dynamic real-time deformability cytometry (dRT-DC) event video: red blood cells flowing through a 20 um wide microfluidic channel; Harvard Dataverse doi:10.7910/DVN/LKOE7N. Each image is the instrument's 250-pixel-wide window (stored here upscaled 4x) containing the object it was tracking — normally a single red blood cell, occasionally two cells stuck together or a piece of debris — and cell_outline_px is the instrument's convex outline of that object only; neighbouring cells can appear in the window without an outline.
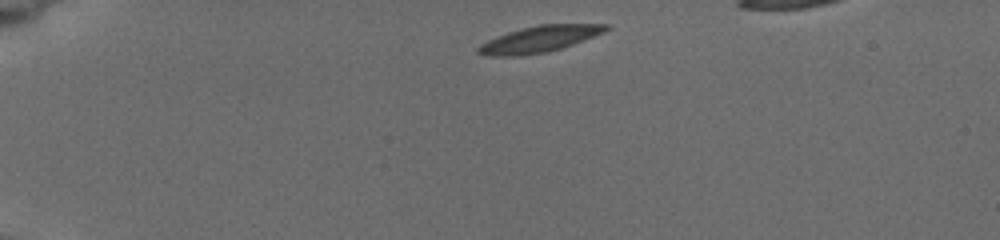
{"species": "common noctule bat (a hibernating species)", "species_latin": "Nyctalus noctula", "temperature_condition": "cold", "stored_images_in_passage": 7, "camera_frame_rate_fps": 3000, "um_per_image_px": 0.085, "animal": {"sex": "female", "body_mass_g": 19.5, "forearm_length_mm": 54.1}, "frame": {"image": 1, "passage_image": 1, "time_ms": 0.0, "image_size_px": [1000, 240], "cell_outline_px": [[612, 28], [604, 32], [572, 44], [560, 48], [544, 52], [516, 56], [488, 56], [476, 52], [476, 48], [480, 44], [488, 40], [508, 32], [540, 24], [608, 24]], "centroid_in_image_um": [45.83, 3.32], "position_along_channel_um": 39.2, "area_um2": 19.25}}
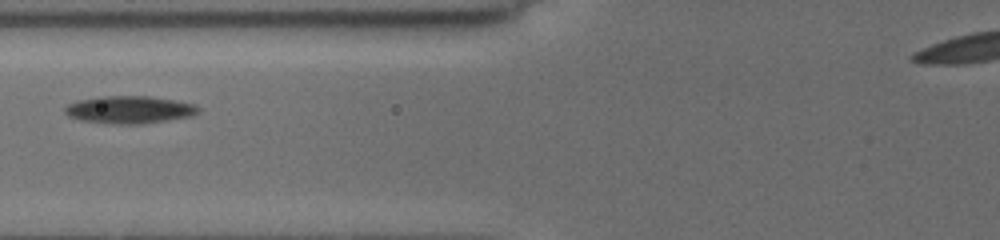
{"frame": {"image": 2, "passage_image": 5, "time_ms": 3.667, "image_size_px": [1000, 240], "cell_outline_px": [[200, 112], [192, 116], [144, 124], [108, 124], [80, 120], [68, 116], [64, 112], [64, 108], [68, 104], [80, 100], [100, 96], [148, 96], [176, 100], [196, 104], [200, 108]], "centroid_in_image_um": [11.03, 9.33], "position_along_channel_um": 114.8, "area_um2": 21.68}}
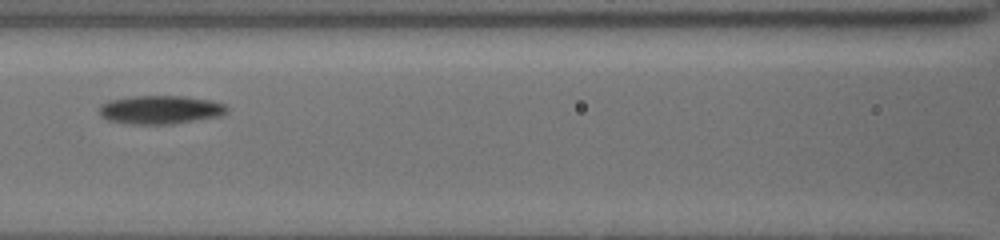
{"frame": {"image": 3, "passage_image": 6, "time_ms": 4.667, "image_size_px": [1000, 240], "cell_outline_px": [[228, 112], [220, 116], [172, 124], [128, 124], [108, 120], [100, 116], [100, 104], [108, 100], [132, 96], [184, 96], [212, 100], [224, 104], [228, 108]], "centroid_in_image_um": [13.62, 9.32], "position_along_channel_um": 153.0, "area_um2": 21.39}}